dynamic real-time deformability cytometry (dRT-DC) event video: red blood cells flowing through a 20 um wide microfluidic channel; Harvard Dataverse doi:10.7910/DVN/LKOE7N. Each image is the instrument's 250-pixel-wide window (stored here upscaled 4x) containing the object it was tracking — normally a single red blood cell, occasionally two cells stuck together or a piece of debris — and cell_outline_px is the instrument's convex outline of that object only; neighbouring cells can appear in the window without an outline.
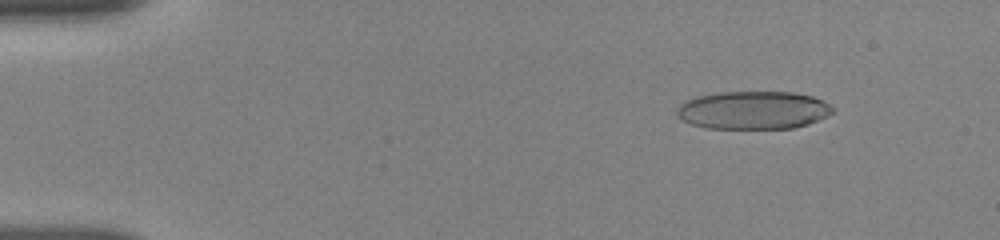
{"species": "human", "species_latin": "Homo sapiens", "temperature_condition": "room temperature", "stored_images_in_passage": 34, "camera_frame_rate_fps": 3000, "um_per_image_px": 0.085, "donor": {"sex": "female"}, "frame": {"image": 1, "passage_image": 4, "time_ms": 1.333, "image_size_px": [1000, 240], "cell_outline_px": [[832, 112], [808, 124], [792, 128], [708, 128], [692, 124], [684, 120], [676, 112], [676, 108], [684, 100], [696, 96], [720, 92], [792, 92], [812, 96], [828, 104], [832, 108]], "centroid_in_image_um": [63.97, 9.35], "position_along_channel_um": 21.0, "area_um2": 34.16}}
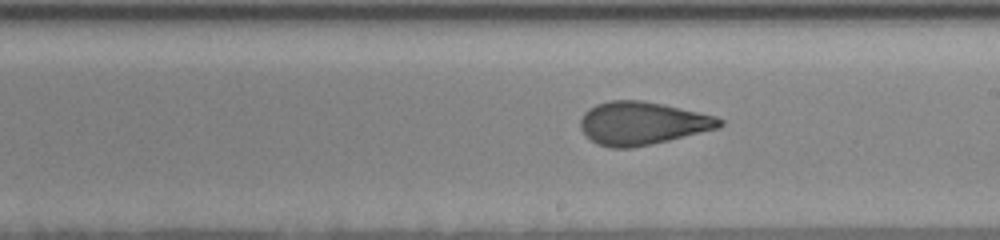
{"frame": {"image": 2, "passage_image": 20, "time_ms": 9.333, "image_size_px": [1000, 240], "cell_outline_px": [[724, 124], [720, 128], [668, 140], [632, 148], [612, 148], [596, 144], [580, 128], [580, 120], [584, 112], [588, 108], [596, 104], [608, 100], [640, 100], [664, 104], [716, 116], [724, 120]], "centroid_in_image_um": [54.6, 10.47], "position_along_channel_um": 234.4, "area_um2": 34.97}}
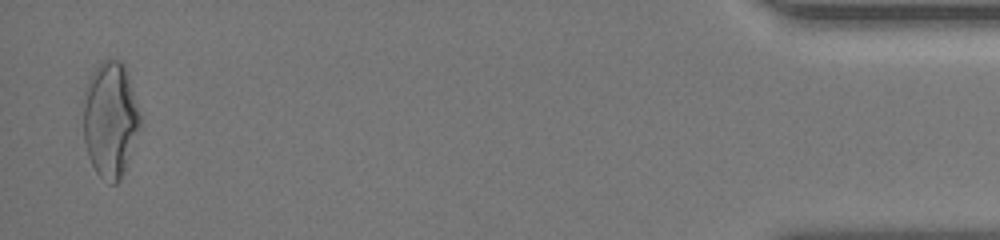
{"frame": {"image": 3, "passage_image": 34, "time_ms": 16.333, "image_size_px": [1000, 240], "cell_outline_px": [[140, 124], [124, 168], [116, 184], [108, 184], [96, 172], [88, 156], [84, 140], [80, 100], [84, 88], [96, 64], [108, 56], [120, 60], [124, 64], [140, 116]], "centroid_in_image_um": [9.28, 10.07], "position_along_channel_um": 425.9, "area_um2": 38.61}, "authors_computed_cell_mechanics": {"area_um2": 35.3158, "velocity_mm_per_s": 3.8583, "shape_relaxation_time_tau1_ms": 7.1615, "shape_relaxation_time_tau2_ms": 1.5282, "deformation_change_tau1": 0.2174, "deformation_change_tau2": 0.0935}}